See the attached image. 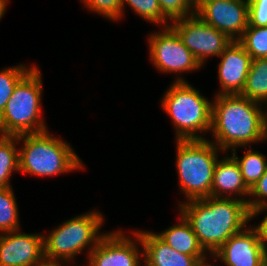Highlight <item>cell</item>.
<instances>
[{"label": "cell", "instance_id": "obj_1", "mask_svg": "<svg viewBox=\"0 0 267 266\" xmlns=\"http://www.w3.org/2000/svg\"><path fill=\"white\" fill-rule=\"evenodd\" d=\"M240 94L215 95L212 101L213 142L224 154L267 140V107ZM264 110V111H263Z\"/></svg>", "mask_w": 267, "mask_h": 266}, {"label": "cell", "instance_id": "obj_2", "mask_svg": "<svg viewBox=\"0 0 267 266\" xmlns=\"http://www.w3.org/2000/svg\"><path fill=\"white\" fill-rule=\"evenodd\" d=\"M179 203V213L190 223L200 245L210 256L252 219L247 203L234 198L210 196Z\"/></svg>", "mask_w": 267, "mask_h": 266}, {"label": "cell", "instance_id": "obj_3", "mask_svg": "<svg viewBox=\"0 0 267 266\" xmlns=\"http://www.w3.org/2000/svg\"><path fill=\"white\" fill-rule=\"evenodd\" d=\"M44 131L17 136L19 173L31 176H56L79 169L84 164L67 141Z\"/></svg>", "mask_w": 267, "mask_h": 266}, {"label": "cell", "instance_id": "obj_4", "mask_svg": "<svg viewBox=\"0 0 267 266\" xmlns=\"http://www.w3.org/2000/svg\"><path fill=\"white\" fill-rule=\"evenodd\" d=\"M170 116L177 140L207 139L211 130L212 100L205 98L189 82H172L161 99Z\"/></svg>", "mask_w": 267, "mask_h": 266}, {"label": "cell", "instance_id": "obj_5", "mask_svg": "<svg viewBox=\"0 0 267 266\" xmlns=\"http://www.w3.org/2000/svg\"><path fill=\"white\" fill-rule=\"evenodd\" d=\"M42 74L35 66L18 82L0 115V135L19 136L47 131L42 116Z\"/></svg>", "mask_w": 267, "mask_h": 266}, {"label": "cell", "instance_id": "obj_6", "mask_svg": "<svg viewBox=\"0 0 267 266\" xmlns=\"http://www.w3.org/2000/svg\"><path fill=\"white\" fill-rule=\"evenodd\" d=\"M178 185L185 201L211 196L219 149L209 139H176Z\"/></svg>", "mask_w": 267, "mask_h": 266}, {"label": "cell", "instance_id": "obj_7", "mask_svg": "<svg viewBox=\"0 0 267 266\" xmlns=\"http://www.w3.org/2000/svg\"><path fill=\"white\" fill-rule=\"evenodd\" d=\"M103 213L92 212L77 215L54 228L48 235L43 234L44 256L71 264L74 257L97 246L100 239L106 234L100 232L104 225ZM88 246V247H87Z\"/></svg>", "mask_w": 267, "mask_h": 266}, {"label": "cell", "instance_id": "obj_8", "mask_svg": "<svg viewBox=\"0 0 267 266\" xmlns=\"http://www.w3.org/2000/svg\"><path fill=\"white\" fill-rule=\"evenodd\" d=\"M161 30L148 36L149 59L158 71L176 73L178 77L174 78V82H186L185 76L180 77L182 73L203 67L171 26L161 27Z\"/></svg>", "mask_w": 267, "mask_h": 266}, {"label": "cell", "instance_id": "obj_9", "mask_svg": "<svg viewBox=\"0 0 267 266\" xmlns=\"http://www.w3.org/2000/svg\"><path fill=\"white\" fill-rule=\"evenodd\" d=\"M170 26L201 66H204L207 58L219 57L233 41L225 33L209 26L197 14L173 21Z\"/></svg>", "mask_w": 267, "mask_h": 266}, {"label": "cell", "instance_id": "obj_10", "mask_svg": "<svg viewBox=\"0 0 267 266\" xmlns=\"http://www.w3.org/2000/svg\"><path fill=\"white\" fill-rule=\"evenodd\" d=\"M86 260V266H143V246L139 234L133 230L132 237L127 236L120 229L107 232Z\"/></svg>", "mask_w": 267, "mask_h": 266}, {"label": "cell", "instance_id": "obj_11", "mask_svg": "<svg viewBox=\"0 0 267 266\" xmlns=\"http://www.w3.org/2000/svg\"><path fill=\"white\" fill-rule=\"evenodd\" d=\"M248 224L232 235L211 257L225 266H262L267 261L258 228Z\"/></svg>", "mask_w": 267, "mask_h": 266}, {"label": "cell", "instance_id": "obj_12", "mask_svg": "<svg viewBox=\"0 0 267 266\" xmlns=\"http://www.w3.org/2000/svg\"><path fill=\"white\" fill-rule=\"evenodd\" d=\"M195 14L231 40H239L248 27V0H216L203 5Z\"/></svg>", "mask_w": 267, "mask_h": 266}, {"label": "cell", "instance_id": "obj_13", "mask_svg": "<svg viewBox=\"0 0 267 266\" xmlns=\"http://www.w3.org/2000/svg\"><path fill=\"white\" fill-rule=\"evenodd\" d=\"M219 57L220 87L215 95L241 94L252 62L251 56L238 40H233Z\"/></svg>", "mask_w": 267, "mask_h": 266}, {"label": "cell", "instance_id": "obj_14", "mask_svg": "<svg viewBox=\"0 0 267 266\" xmlns=\"http://www.w3.org/2000/svg\"><path fill=\"white\" fill-rule=\"evenodd\" d=\"M20 230L0 234V266H30L44 256L43 234Z\"/></svg>", "mask_w": 267, "mask_h": 266}, {"label": "cell", "instance_id": "obj_15", "mask_svg": "<svg viewBox=\"0 0 267 266\" xmlns=\"http://www.w3.org/2000/svg\"><path fill=\"white\" fill-rule=\"evenodd\" d=\"M135 231L142 242L145 266H203L209 261L206 257H194L177 252L154 232L137 229Z\"/></svg>", "mask_w": 267, "mask_h": 266}, {"label": "cell", "instance_id": "obj_16", "mask_svg": "<svg viewBox=\"0 0 267 266\" xmlns=\"http://www.w3.org/2000/svg\"><path fill=\"white\" fill-rule=\"evenodd\" d=\"M250 189L244 182L238 162L232 155L221 160L215 166L211 196L216 198H234L247 203ZM234 196V197H233Z\"/></svg>", "mask_w": 267, "mask_h": 266}, {"label": "cell", "instance_id": "obj_17", "mask_svg": "<svg viewBox=\"0 0 267 266\" xmlns=\"http://www.w3.org/2000/svg\"><path fill=\"white\" fill-rule=\"evenodd\" d=\"M179 223L170 226L162 232L155 234L172 249L179 253L194 257H209L208 253L200 245L190 223L182 214Z\"/></svg>", "mask_w": 267, "mask_h": 266}, {"label": "cell", "instance_id": "obj_18", "mask_svg": "<svg viewBox=\"0 0 267 266\" xmlns=\"http://www.w3.org/2000/svg\"><path fill=\"white\" fill-rule=\"evenodd\" d=\"M242 96L267 107V58L252 59Z\"/></svg>", "mask_w": 267, "mask_h": 266}, {"label": "cell", "instance_id": "obj_19", "mask_svg": "<svg viewBox=\"0 0 267 266\" xmlns=\"http://www.w3.org/2000/svg\"><path fill=\"white\" fill-rule=\"evenodd\" d=\"M17 136L0 135V188L11 187L13 172H19V147Z\"/></svg>", "mask_w": 267, "mask_h": 266}, {"label": "cell", "instance_id": "obj_20", "mask_svg": "<svg viewBox=\"0 0 267 266\" xmlns=\"http://www.w3.org/2000/svg\"><path fill=\"white\" fill-rule=\"evenodd\" d=\"M232 156L238 162L244 182L249 189L253 188L267 169V157L251 146L244 151L242 157L237 155L236 149L230 150Z\"/></svg>", "mask_w": 267, "mask_h": 266}, {"label": "cell", "instance_id": "obj_21", "mask_svg": "<svg viewBox=\"0 0 267 266\" xmlns=\"http://www.w3.org/2000/svg\"><path fill=\"white\" fill-rule=\"evenodd\" d=\"M16 200L12 186L0 188V234L21 229Z\"/></svg>", "mask_w": 267, "mask_h": 266}, {"label": "cell", "instance_id": "obj_22", "mask_svg": "<svg viewBox=\"0 0 267 266\" xmlns=\"http://www.w3.org/2000/svg\"><path fill=\"white\" fill-rule=\"evenodd\" d=\"M34 67L26 64L7 67L0 70V115L4 111L15 86Z\"/></svg>", "mask_w": 267, "mask_h": 266}, {"label": "cell", "instance_id": "obj_23", "mask_svg": "<svg viewBox=\"0 0 267 266\" xmlns=\"http://www.w3.org/2000/svg\"><path fill=\"white\" fill-rule=\"evenodd\" d=\"M238 41L252 59L267 58V26H248Z\"/></svg>", "mask_w": 267, "mask_h": 266}, {"label": "cell", "instance_id": "obj_24", "mask_svg": "<svg viewBox=\"0 0 267 266\" xmlns=\"http://www.w3.org/2000/svg\"><path fill=\"white\" fill-rule=\"evenodd\" d=\"M128 5L141 18L159 27L170 26V23L163 15L158 0H122V13ZM169 22V23H168Z\"/></svg>", "mask_w": 267, "mask_h": 266}, {"label": "cell", "instance_id": "obj_25", "mask_svg": "<svg viewBox=\"0 0 267 266\" xmlns=\"http://www.w3.org/2000/svg\"><path fill=\"white\" fill-rule=\"evenodd\" d=\"M81 2L92 13H97L110 21H119L123 17L122 0H81Z\"/></svg>", "mask_w": 267, "mask_h": 266}, {"label": "cell", "instance_id": "obj_26", "mask_svg": "<svg viewBox=\"0 0 267 266\" xmlns=\"http://www.w3.org/2000/svg\"><path fill=\"white\" fill-rule=\"evenodd\" d=\"M158 2L162 15L171 22L195 14L190 0H158Z\"/></svg>", "mask_w": 267, "mask_h": 266}, {"label": "cell", "instance_id": "obj_27", "mask_svg": "<svg viewBox=\"0 0 267 266\" xmlns=\"http://www.w3.org/2000/svg\"><path fill=\"white\" fill-rule=\"evenodd\" d=\"M247 206L251 215L256 211L267 208V169L254 187L250 189Z\"/></svg>", "mask_w": 267, "mask_h": 266}, {"label": "cell", "instance_id": "obj_28", "mask_svg": "<svg viewBox=\"0 0 267 266\" xmlns=\"http://www.w3.org/2000/svg\"><path fill=\"white\" fill-rule=\"evenodd\" d=\"M248 26H267V0H248Z\"/></svg>", "mask_w": 267, "mask_h": 266}, {"label": "cell", "instance_id": "obj_29", "mask_svg": "<svg viewBox=\"0 0 267 266\" xmlns=\"http://www.w3.org/2000/svg\"><path fill=\"white\" fill-rule=\"evenodd\" d=\"M265 210L267 211V208L254 212L252 214V220L253 218H256V216H258L259 214L265 212ZM255 226L260 232L261 241L264 245L265 253L267 255V214H265V217L262 218L261 222Z\"/></svg>", "mask_w": 267, "mask_h": 266}, {"label": "cell", "instance_id": "obj_30", "mask_svg": "<svg viewBox=\"0 0 267 266\" xmlns=\"http://www.w3.org/2000/svg\"><path fill=\"white\" fill-rule=\"evenodd\" d=\"M30 266H66L63 262L43 256Z\"/></svg>", "mask_w": 267, "mask_h": 266}, {"label": "cell", "instance_id": "obj_31", "mask_svg": "<svg viewBox=\"0 0 267 266\" xmlns=\"http://www.w3.org/2000/svg\"><path fill=\"white\" fill-rule=\"evenodd\" d=\"M193 6L194 12L196 13L203 5L216 1V0H190Z\"/></svg>", "mask_w": 267, "mask_h": 266}, {"label": "cell", "instance_id": "obj_32", "mask_svg": "<svg viewBox=\"0 0 267 266\" xmlns=\"http://www.w3.org/2000/svg\"><path fill=\"white\" fill-rule=\"evenodd\" d=\"M9 2V0H0V20L4 17L3 15L6 13L5 11Z\"/></svg>", "mask_w": 267, "mask_h": 266}, {"label": "cell", "instance_id": "obj_33", "mask_svg": "<svg viewBox=\"0 0 267 266\" xmlns=\"http://www.w3.org/2000/svg\"><path fill=\"white\" fill-rule=\"evenodd\" d=\"M203 266H215V265H213L212 263H206V264H204ZM217 266V265H216Z\"/></svg>", "mask_w": 267, "mask_h": 266}]
</instances>
